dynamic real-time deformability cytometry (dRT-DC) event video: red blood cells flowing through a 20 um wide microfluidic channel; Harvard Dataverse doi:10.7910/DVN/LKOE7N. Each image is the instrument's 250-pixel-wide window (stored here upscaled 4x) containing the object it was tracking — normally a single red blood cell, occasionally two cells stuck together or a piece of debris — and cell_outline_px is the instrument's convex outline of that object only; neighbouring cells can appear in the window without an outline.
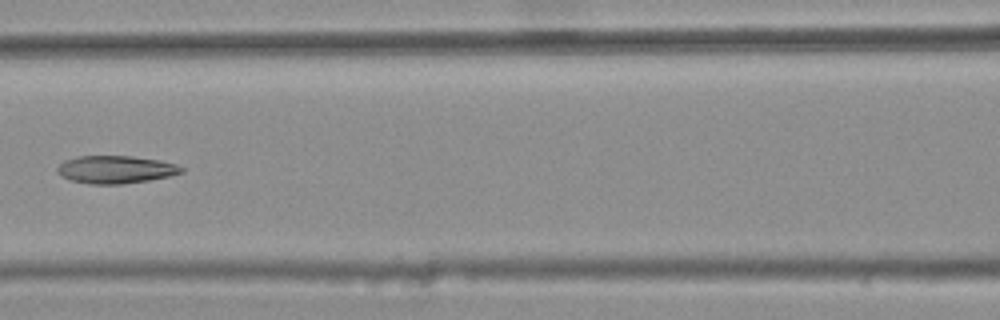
{"species": "common noctule bat (a hibernating species)", "species_latin": "Nyctalus noctula", "temperature_condition": "warm", "stored_images_in_passage": 7, "camera_frame_rate_fps": 3000, "um_per_image_px": 0.085, "animal": {"sex": "female", "body_mass_g": 25.1}, "frame": {"image": 1, "passage_image": 7, "time_ms": 2.0, "image_size_px": [1000, 320], "cell_outline_px": [[184, 172], [168, 176], [148, 180], [120, 184], [92, 184], [72, 180], [60, 176], [56, 172], [56, 168], [64, 160], [76, 156], [132, 156], [160, 160], [176, 164], [184, 168]], "centroid_in_image_um": [9.81, 14.4], "position_along_channel_um": 156.8, "area_um2": 20.06}}